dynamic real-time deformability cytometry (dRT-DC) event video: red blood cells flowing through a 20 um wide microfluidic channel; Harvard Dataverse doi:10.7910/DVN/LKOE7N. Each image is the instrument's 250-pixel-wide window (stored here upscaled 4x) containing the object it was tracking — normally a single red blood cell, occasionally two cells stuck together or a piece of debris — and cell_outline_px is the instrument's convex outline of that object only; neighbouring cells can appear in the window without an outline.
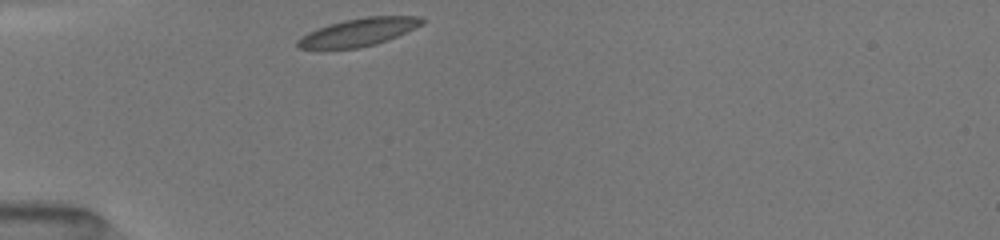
{"species": "common noctule bat (a hibernating species)", "species_latin": "Nyctalus noctula", "temperature_condition": "room temperature", "stored_images_in_passage": 6, "camera_frame_rate_fps": 3000, "um_per_image_px": 0.085, "animal": {"sex": "female", "body_mass_g": 19.5, "forearm_length_mm": 54.1}, "frame": {"image": 1, "passage_image": 1, "time_ms": 0.0, "image_size_px": [1000, 240], "cell_outline_px": [[424, 24], [388, 40], [376, 44], [360, 48], [320, 52], [316, 52], [296, 48], [296, 40], [300, 36], [308, 32], [328, 24], [344, 20], [368, 16], [420, 16], [424, 20]], "centroid_in_image_um": [30.34, 2.8], "position_along_channel_um": 54.7, "area_um2": 21.15}}
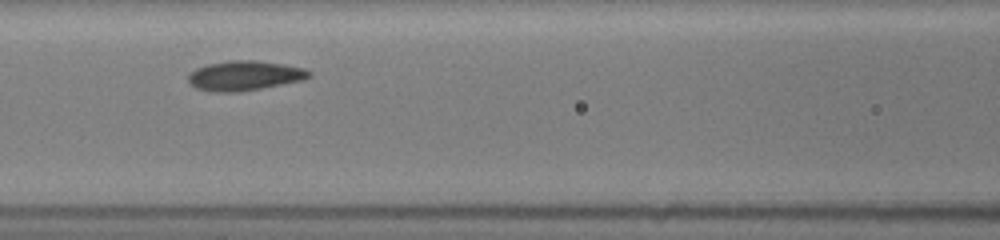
{"frame": {"image": 2, "passage_image": 4, "time_ms": 2.667, "image_size_px": [1000, 240], "cell_outline_px": [[312, 76], [304, 80], [240, 92], [208, 92], [196, 88], [188, 84], [188, 76], [196, 68], [208, 64], [228, 60], [256, 60], [284, 64], [304, 68], [312, 72]], "centroid_in_image_um": [20.79, 6.43], "position_along_channel_um": 145.8, "area_um2": 21.21}}
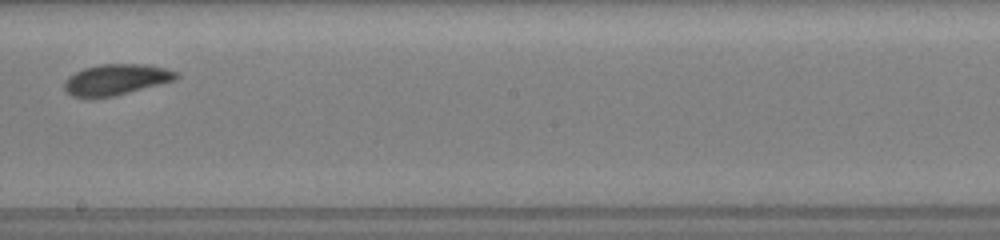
{"frame": {"image": 3, "passage_image": 6, "time_ms": 5.0, "image_size_px": [1000, 240], "cell_outline_px": [[180, 76], [176, 80], [116, 96], [72, 96], [64, 88], [64, 80], [68, 76], [84, 68], [100, 64], [144, 64], [168, 68], [180, 72]], "centroid_in_image_um": [9.95, 6.74], "position_along_channel_um": 238.3, "area_um2": 20.17}}